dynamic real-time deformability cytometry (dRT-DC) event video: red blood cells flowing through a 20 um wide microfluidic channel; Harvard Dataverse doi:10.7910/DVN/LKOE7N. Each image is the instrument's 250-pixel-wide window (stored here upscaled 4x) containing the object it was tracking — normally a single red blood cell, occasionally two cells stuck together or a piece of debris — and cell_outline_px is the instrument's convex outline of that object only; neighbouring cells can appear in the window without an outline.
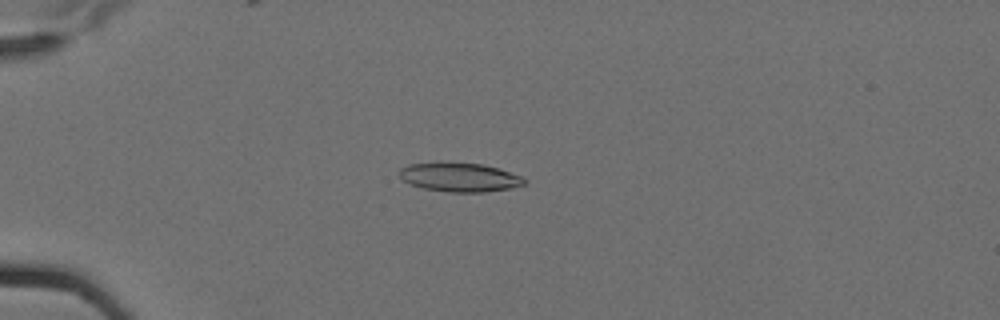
{"species": "Egyptian fruit bat (a non-hibernating species)", "species_latin": "Rousettus aegyptiacus", "temperature_condition": "cold", "stored_images_in_passage": 3, "camera_frame_rate_fps": 3000, "um_per_image_px": 0.085, "animal": {"sex": "female"}, "frame": {"image": 1, "passage_image": 1, "time_ms": 0.0, "image_size_px": [1000, 320], "cell_outline_px": [[528, 180], [524, 184], [512, 188], [484, 192], [448, 192], [424, 188], [412, 184], [404, 180], [396, 172], [400, 168], [408, 164], [484, 164], [500, 168], [520, 176]], "centroid_in_image_um": [39.11, 15.09], "position_along_channel_um": 45.9, "area_um2": 20.63}}
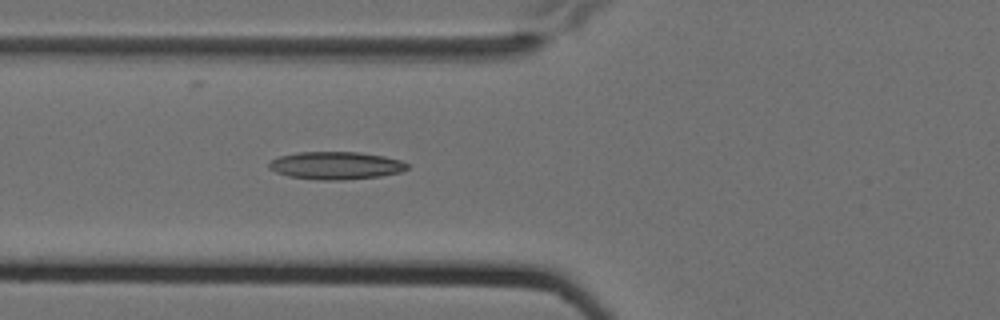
{"frame": {"image": 2, "passage_image": 3, "time_ms": 0.667, "image_size_px": [1000, 320], "cell_outline_px": [[408, 168], [400, 172], [380, 176], [344, 180], [320, 180], [288, 176], [276, 172], [268, 168], [268, 164], [272, 160], [280, 156], [296, 152], [360, 152], [384, 156], [400, 160], [408, 164]], "centroid_in_image_um": [28.54, 14.07], "position_along_channel_um": 97.3, "area_um2": 22.31}}